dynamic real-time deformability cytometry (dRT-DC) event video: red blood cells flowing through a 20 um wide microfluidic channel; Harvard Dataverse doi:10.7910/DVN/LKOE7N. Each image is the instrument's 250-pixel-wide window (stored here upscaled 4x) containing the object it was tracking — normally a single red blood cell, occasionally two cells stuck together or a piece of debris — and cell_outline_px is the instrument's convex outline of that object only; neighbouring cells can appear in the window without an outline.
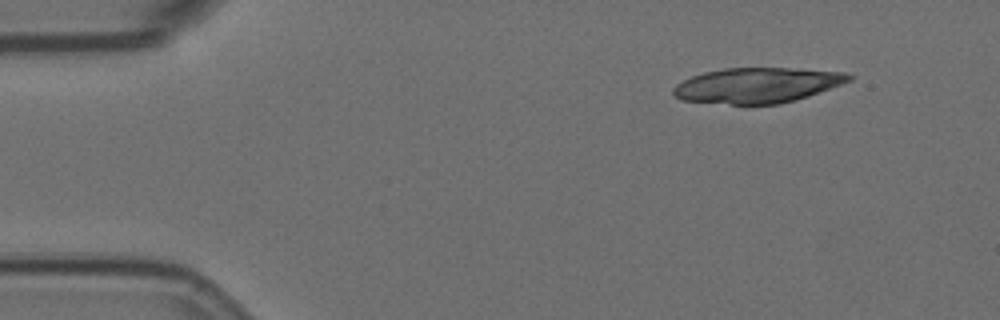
{"species": "Egyptian fruit bat (a non-hibernating species)", "species_latin": "Rousettus aegyptiacus", "temperature_condition": "room temperature", "stored_images_in_passage": 5, "camera_frame_rate_fps": 3000, "um_per_image_px": 0.085, "animal": {"sex": "female"}, "frame": {"image": 1, "passage_image": 2, "time_ms": 0.333, "image_size_px": [1000, 320], "cell_outline_px": [[852, 80], [808, 96], [796, 100], [780, 104], [732, 104], [684, 100], [676, 96], [672, 92], [672, 88], [676, 84], [692, 76], [704, 72], [724, 68], [788, 68], [844, 72], [852, 76]], "centroid_in_image_um": [64.36, 7.25], "position_along_channel_um": 20.6, "area_um2": 35.78}}